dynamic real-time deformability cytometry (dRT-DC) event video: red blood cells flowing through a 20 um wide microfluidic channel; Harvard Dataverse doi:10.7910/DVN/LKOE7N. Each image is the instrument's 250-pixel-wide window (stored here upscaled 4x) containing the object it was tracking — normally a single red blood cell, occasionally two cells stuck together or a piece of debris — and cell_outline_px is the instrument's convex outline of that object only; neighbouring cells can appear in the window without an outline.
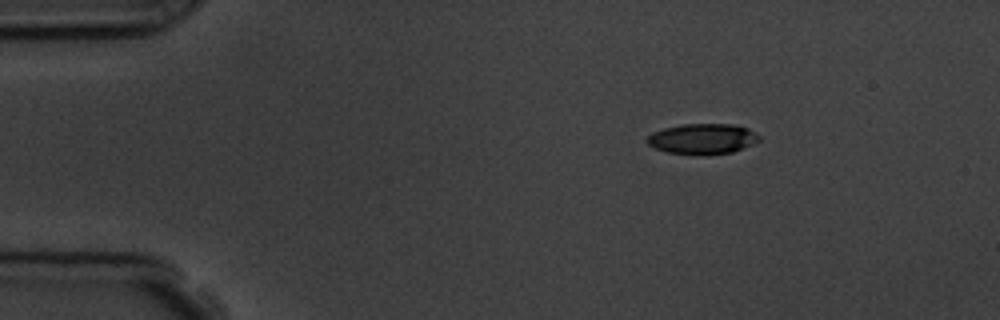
{"species": "common noctule bat (a hibernating species)", "species_latin": "Nyctalus noctula", "temperature_condition": "room temperature", "stored_images_in_passage": 3, "camera_frame_rate_fps": 3000, "um_per_image_px": 0.085, "animal": {"sex": "male", "body_mass_g": 19.5, "forearm_length_mm": 54.6}, "frame": {"image": 1, "passage_image": 1, "time_ms": 0.0, "image_size_px": [1000, 320], "cell_outline_px": [[760, 140], [752, 144], [732, 152], [708, 156], [696, 156], [668, 152], [656, 148], [648, 144], [644, 140], [652, 132], [664, 128], [684, 124], [732, 124], [748, 128], [760, 136]], "centroid_in_image_um": [59.7, 11.82], "position_along_channel_um": 25.3, "area_um2": 20.17}}